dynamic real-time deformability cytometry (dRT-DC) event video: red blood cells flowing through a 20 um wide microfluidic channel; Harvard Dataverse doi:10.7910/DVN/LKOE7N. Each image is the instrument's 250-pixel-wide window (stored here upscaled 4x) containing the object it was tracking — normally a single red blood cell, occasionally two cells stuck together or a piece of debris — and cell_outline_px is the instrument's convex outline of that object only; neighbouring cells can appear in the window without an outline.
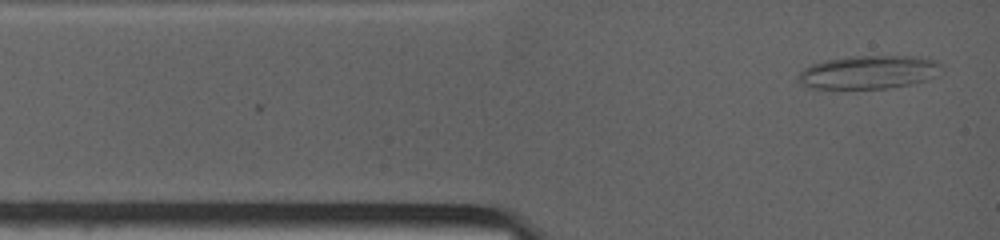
{"species": "common noctule bat (a hibernating species)", "species_latin": "Nyctalus noctula", "temperature_condition": "warm", "stored_images_in_passage": 2, "camera_frame_rate_fps": 4500, "um_per_image_px": 0.085, "animal": {"sex": "female", "body_mass_g": 19.0, "forearm_length_mm": 53.3}, "frame": {"image": 1, "passage_image": 2, "time_ms": 0.222, "image_size_px": [1000, 240], "cell_outline_px": [[940, 64], [936, 76], [924, 80], [908, 84], [888, 88], [804, 88], [796, 76], [804, 68], [812, 64], [824, 60], [848, 56], [928, 56], [936, 60]], "centroid_in_image_um": [73.8, 6.12], "position_along_channel_um": 11.2, "area_um2": 27.92}}